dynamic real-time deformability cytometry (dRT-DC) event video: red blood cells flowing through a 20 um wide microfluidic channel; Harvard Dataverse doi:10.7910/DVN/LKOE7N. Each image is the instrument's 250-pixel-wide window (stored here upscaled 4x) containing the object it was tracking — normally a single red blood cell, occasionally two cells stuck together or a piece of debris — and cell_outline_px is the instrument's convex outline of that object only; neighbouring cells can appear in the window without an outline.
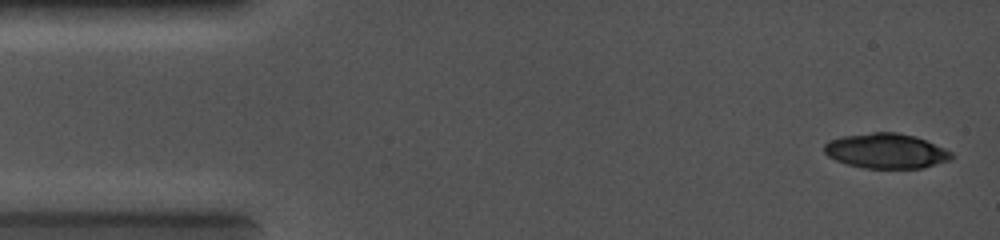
{"species": "common noctule bat (a hibernating species)", "species_latin": "Nyctalus noctula", "temperature_condition": "cold", "stored_images_in_passage": 7, "camera_frame_rate_fps": 5000, "um_per_image_px": 0.085, "animal": {"sex": "female", "body_mass_g": 19.0, "forearm_length_mm": 56.7}, "frame": {"image": 1, "passage_image": 2, "time_ms": 0.2, "image_size_px": [1000, 240], "cell_outline_px": [[952, 160], [924, 168], [864, 168], [848, 164], [836, 160], [828, 156], [824, 152], [824, 144], [828, 140], [840, 136], [872, 132], [896, 132], [916, 136], [944, 148], [952, 152]], "centroid_in_image_um": [75.32, 12.82], "position_along_channel_um": 9.7, "area_um2": 26.13}}
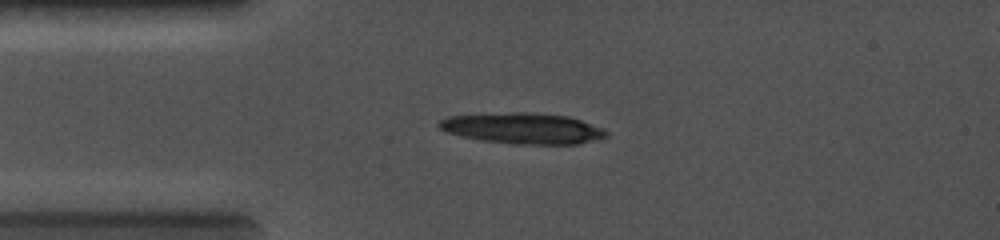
{"frame": {"image": 2, "passage_image": 7, "time_ms": 2.8, "image_size_px": [1000, 240], "cell_outline_px": [[608, 136], [580, 144], [512, 144], [484, 140], [460, 136], [448, 132], [440, 128], [436, 124], [440, 120], [448, 116], [512, 112], [524, 112], [568, 116], [604, 128], [608, 132]], "centroid_in_image_um": [44.46, 10.91], "position_along_channel_um": 40.5, "area_um2": 30.0}}